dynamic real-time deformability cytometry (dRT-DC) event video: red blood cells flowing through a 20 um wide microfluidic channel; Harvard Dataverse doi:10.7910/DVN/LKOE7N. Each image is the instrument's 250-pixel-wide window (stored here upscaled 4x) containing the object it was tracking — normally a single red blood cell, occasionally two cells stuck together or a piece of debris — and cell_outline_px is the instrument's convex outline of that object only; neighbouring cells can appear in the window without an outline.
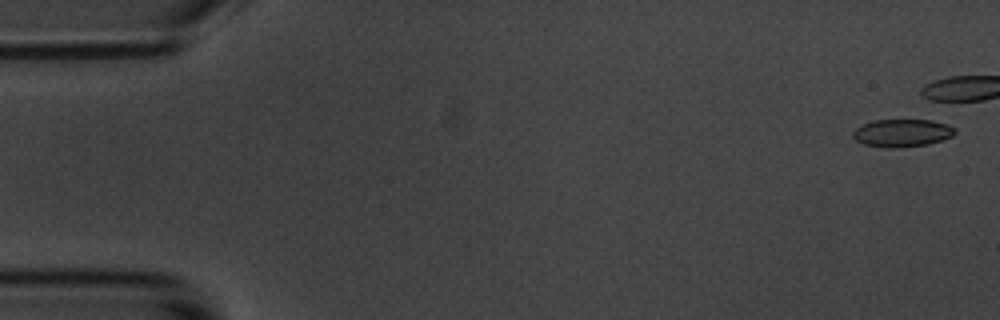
{"species": "common noctule bat (a hibernating species)", "species_latin": "Nyctalus noctula", "temperature_condition": "room temperature", "stored_images_in_passage": 7, "camera_frame_rate_fps": 3000, "um_per_image_px": 0.085, "animal": {"sex": "male", "body_mass_g": 20.1, "forearm_length_mm": 53.5}, "frame": {"image": 1, "passage_image": 2, "time_ms": 0.333, "image_size_px": [1000, 320], "cell_outline_px": [[956, 132], [952, 136], [928, 144], [892, 148], [884, 148], [864, 144], [856, 140], [852, 136], [852, 132], [856, 128], [872, 120], [932, 120], [948, 124], [956, 128]], "centroid_in_image_um": [76.68, 11.3], "position_along_channel_um": 8.3, "area_um2": 16.47}}